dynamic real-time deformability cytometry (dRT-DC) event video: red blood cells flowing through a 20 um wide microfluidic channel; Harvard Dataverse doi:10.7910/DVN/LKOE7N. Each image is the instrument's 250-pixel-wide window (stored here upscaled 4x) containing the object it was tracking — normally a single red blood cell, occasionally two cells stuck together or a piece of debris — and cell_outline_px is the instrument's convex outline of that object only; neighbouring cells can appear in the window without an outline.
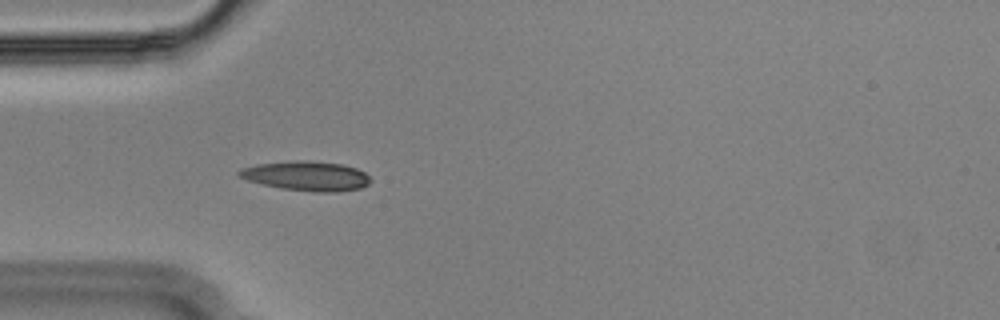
{"species": "Egyptian fruit bat (a non-hibernating species)", "species_latin": "Rousettus aegyptiacus", "temperature_condition": "cold", "stored_images_in_passage": 40, "camera_frame_rate_fps": 3000, "um_per_image_px": 0.085, "animal": {"sex": "male"}, "frame": {"image": 1, "passage_image": 1, "time_ms": 0.0, "image_size_px": [1000, 320], "cell_outline_px": [[372, 180], [368, 184], [360, 188], [336, 192], [312, 192], [280, 188], [248, 180], [240, 176], [236, 172], [240, 168], [256, 164], [296, 160], [308, 160], [344, 164], [356, 168], [364, 172]], "centroid_in_image_um": [26.06, 14.95], "position_along_channel_um": 58.9, "area_um2": 22.72}}
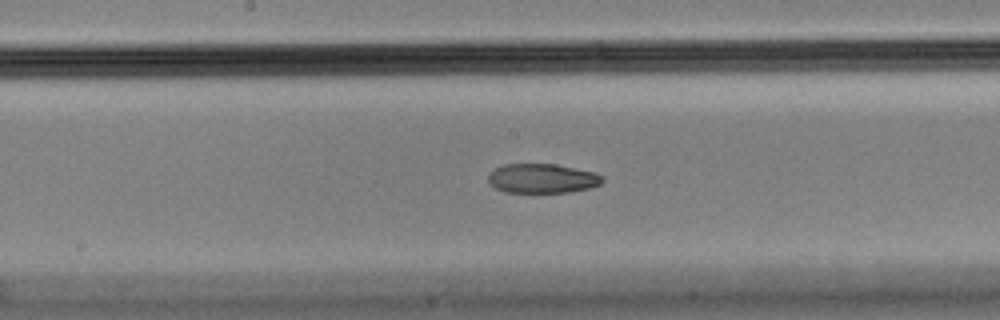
{"frame": {"image": 2, "passage_image": 13, "time_ms": 4.0, "image_size_px": [1000, 320], "cell_outline_px": [[604, 180], [600, 184], [588, 188], [568, 192], [504, 192], [496, 188], [488, 180], [488, 172], [504, 164], [556, 164], [596, 172]], "centroid_in_image_um": [46.07, 15.16], "position_along_channel_um": 202.1, "area_um2": 19.48}}
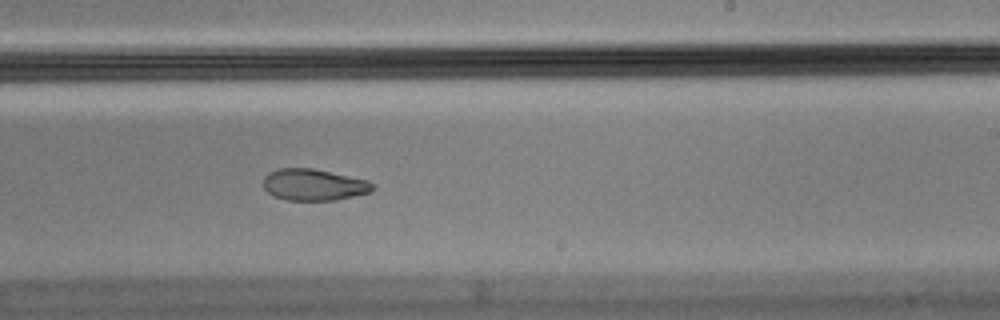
{"frame": {"image": 3, "passage_image": 18, "time_ms": 5.667, "image_size_px": [1000, 320], "cell_outline_px": [[376, 188], [372, 192], [336, 200], [284, 200], [272, 196], [264, 188], [264, 176], [268, 172], [280, 168], [312, 168], [368, 180]], "centroid_in_image_um": [26.67, 15.71], "position_along_channel_um": 262.3, "area_um2": 20.23}, "authors_computed_cell_mechanics": {"area_um2": 21.8484, "velocity_mm_per_s": 3.6279, "shape_relaxation_time_tau1_ms": null, "shape_relaxation_time_tau2_ms": 3.6529, "deformation_change_tau1": null, "deformation_change_tau2": 0.08}}